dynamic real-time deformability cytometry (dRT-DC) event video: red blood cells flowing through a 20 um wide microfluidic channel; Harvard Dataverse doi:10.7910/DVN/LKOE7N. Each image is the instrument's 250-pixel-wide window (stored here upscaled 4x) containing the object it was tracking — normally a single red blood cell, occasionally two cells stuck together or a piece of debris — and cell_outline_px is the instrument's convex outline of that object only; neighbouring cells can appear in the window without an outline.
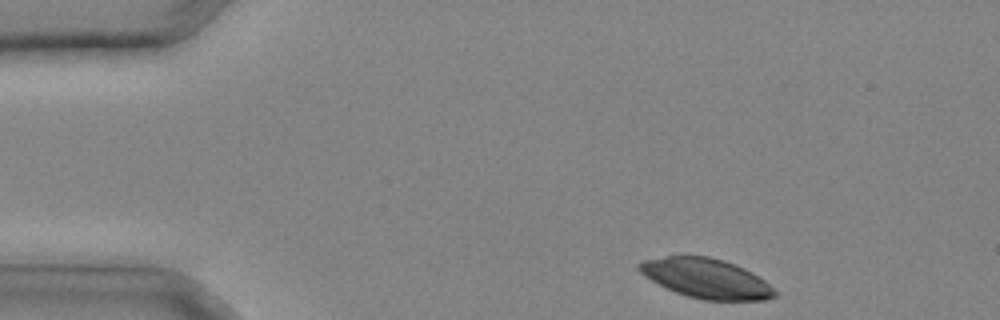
{"species": "common noctule bat (a hibernating species)", "species_latin": "Nyctalus noctula", "temperature_condition": "cold", "stored_images_in_passage": 28, "camera_frame_rate_fps": 3000, "um_per_image_px": 0.085, "animal": {"sex": "male", "body_mass_g": 20.4}, "frame": {"image": 1, "passage_image": 1, "time_ms": 0.0, "image_size_px": [1000, 320], "cell_outline_px": [[776, 296], [764, 300], [704, 300], [688, 296], [676, 292], [644, 276], [636, 268], [636, 264], [640, 260], [668, 256], [708, 256], [724, 260], [736, 264], [752, 272], [764, 280], [776, 292]], "centroid_in_image_um": [60.0, 23.65], "position_along_channel_um": 25.0, "area_um2": 31.21}}
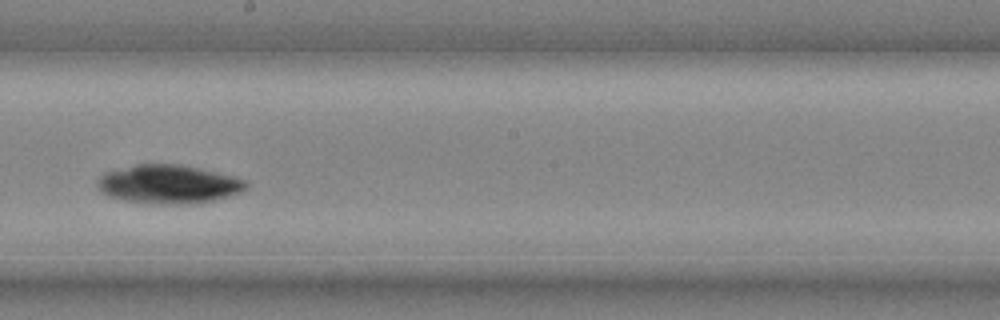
{"frame": {"image": 2, "passage_image": 15, "time_ms": 4.667, "image_size_px": [1000, 320], "cell_outline_px": [[248, 188], [240, 192], [216, 200], [200, 204], [148, 204], [124, 200], [108, 196], [96, 184], [100, 176], [104, 172], [136, 164], [180, 164], [200, 168], [232, 176], [244, 180], [248, 184]], "centroid_in_image_um": [14.34, 15.67], "position_along_channel_um": 233.9, "area_um2": 33.7}}
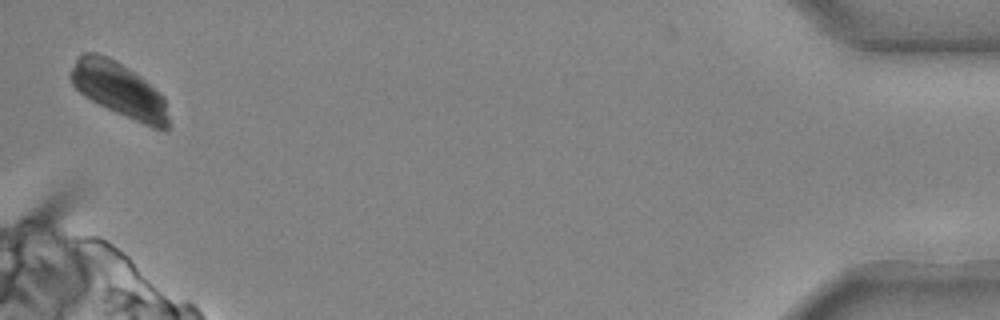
{"frame": {"image": 3, "passage_image": 28, "time_ms": 9.0, "image_size_px": [1000, 320], "cell_outline_px": [[168, 132], [164, 132], [152, 128], [116, 112], [84, 96], [72, 84], [68, 76], [76, 60], [84, 52], [96, 52], [108, 56], [116, 60], [140, 76], [164, 96], [168, 116]], "centroid_in_image_um": [10.15, 7.63], "position_along_channel_um": 425.1, "area_um2": 30.98}}